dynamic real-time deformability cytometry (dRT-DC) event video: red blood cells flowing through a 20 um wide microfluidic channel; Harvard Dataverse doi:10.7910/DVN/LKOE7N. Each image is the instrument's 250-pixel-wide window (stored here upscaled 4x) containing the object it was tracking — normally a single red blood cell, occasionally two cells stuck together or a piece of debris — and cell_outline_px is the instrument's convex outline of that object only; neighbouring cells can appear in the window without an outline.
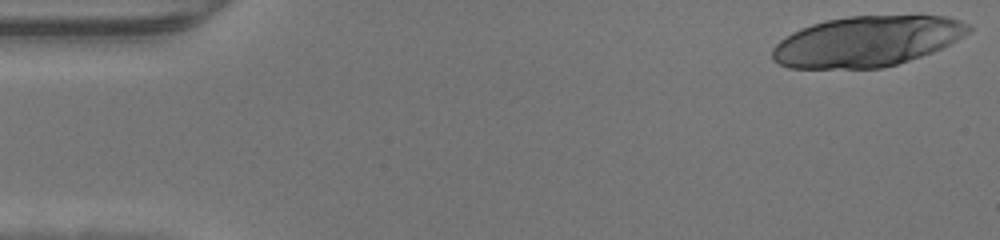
{"species": "human", "species_latin": "Homo sapiens", "temperature_condition": "warm", "stored_images_in_passage": 13, "camera_frame_rate_fps": 3000, "um_per_image_px": 0.085, "donor": {"sex": "male"}, "frame": {"image": 1, "passage_image": 1, "time_ms": 0.0, "image_size_px": [1000, 240], "cell_outline_px": [[972, 32], [932, 52], [884, 68], [788, 68], [772, 60], [772, 48], [784, 36], [800, 28], [824, 20], [848, 16], [948, 16], [960, 20], [968, 24], [972, 28]], "centroid_in_image_um": [73.66, 3.51], "position_along_channel_um": 11.3, "area_um2": 57.74}}